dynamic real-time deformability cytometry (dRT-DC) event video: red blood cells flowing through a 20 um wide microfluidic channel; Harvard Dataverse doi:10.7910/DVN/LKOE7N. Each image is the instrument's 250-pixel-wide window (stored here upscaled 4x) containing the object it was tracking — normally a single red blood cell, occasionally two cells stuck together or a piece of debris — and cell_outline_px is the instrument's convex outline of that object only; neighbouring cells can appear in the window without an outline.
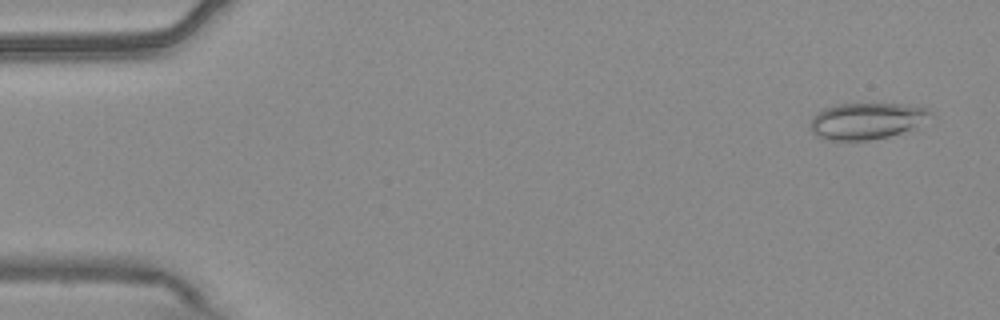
{"species": "common noctule bat (a hibernating species)", "species_latin": "Nyctalus noctula", "temperature_condition": "warm", "stored_images_in_passage": 54, "camera_frame_rate_fps": 3000, "um_per_image_px": 0.085, "animal": {"sex": "male", "body_mass_g": 20.4}, "frame": {"image": 1, "passage_image": 3, "time_ms": 0.667, "image_size_px": [1000, 320], "cell_outline_px": [[932, 112], [912, 128], [888, 136], [868, 140], [828, 140], [816, 136], [808, 128], [808, 124], [812, 116], [824, 108], [836, 104], [900, 104], [928, 108]], "centroid_in_image_um": [73.53, 10.27], "position_along_channel_um": 11.5, "area_um2": 25.14}}
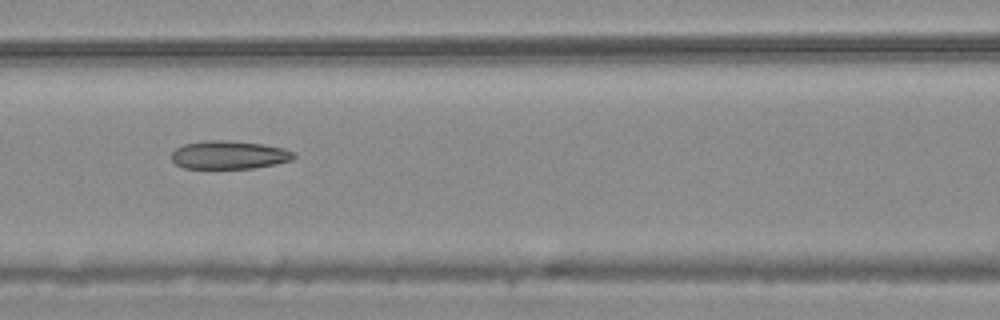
{"frame": {"image": 2, "passage_image": 24, "time_ms": 7.667, "image_size_px": [1000, 320], "cell_outline_px": [[296, 156], [292, 160], [276, 164], [252, 168], [184, 168], [176, 164], [172, 160], [172, 152], [176, 148], [184, 144], [208, 140], [228, 140], [264, 144], [284, 148], [296, 152]], "centroid_in_image_um": [19.51, 13.16], "position_along_channel_um": 147.1, "area_um2": 20.23}}
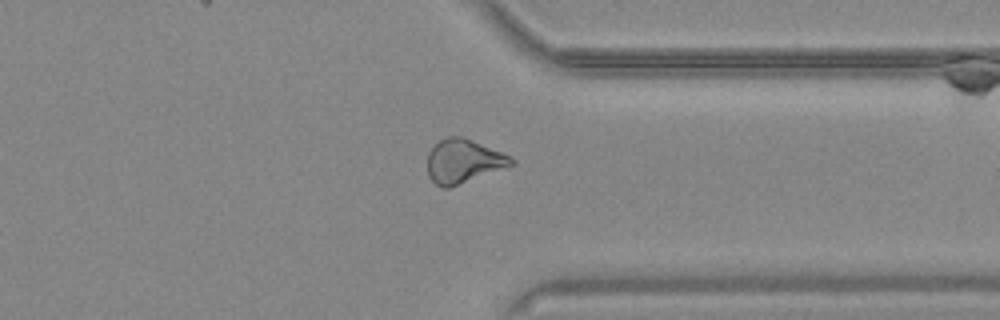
{"frame": {"image": 3, "passage_image": 42, "time_ms": 13.667, "image_size_px": [1000, 320], "cell_outline_px": [[516, 164], [448, 188], [444, 188], [436, 184], [428, 176], [428, 152], [440, 140], [448, 136], [464, 136], [512, 156], [516, 160]], "centroid_in_image_um": [39.43, 13.68], "position_along_channel_um": 372.0, "area_um2": 21.5}, "authors_computed_cell_mechanics": {"area_um2": 21.964, "velocity_mm_per_s": 3.7788, "shape_relaxation_time_tau1_ms": null, "shape_relaxation_time_tau2_ms": 3.3371, "deformation_change_tau1": null, "deformation_change_tau2": 0.1125}}